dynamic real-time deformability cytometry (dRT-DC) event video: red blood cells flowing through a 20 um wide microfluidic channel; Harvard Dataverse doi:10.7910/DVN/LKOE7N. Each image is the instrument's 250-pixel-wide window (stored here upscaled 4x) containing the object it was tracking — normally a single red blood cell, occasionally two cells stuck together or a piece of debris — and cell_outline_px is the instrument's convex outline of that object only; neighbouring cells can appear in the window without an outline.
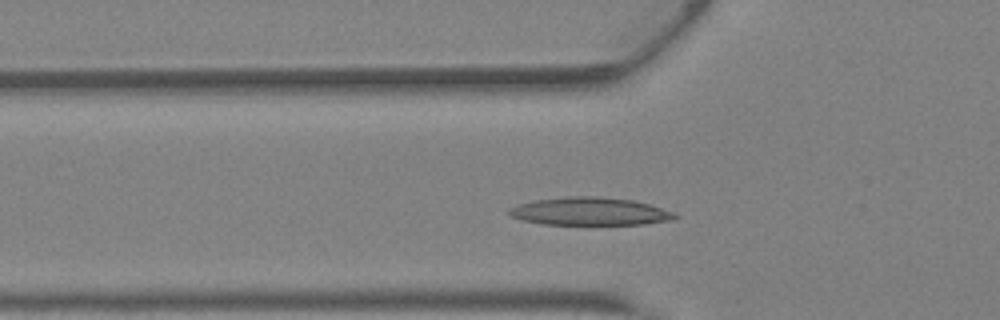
{"species": "Egyptian fruit bat (a non-hibernating species)", "species_latin": "Rousettus aegyptiacus", "temperature_condition": "warm", "stored_images_in_passage": 24, "camera_frame_rate_fps": 3000, "um_per_image_px": 0.085, "animal": {"sex": "female"}, "frame": {"image": 1, "passage_image": 2, "time_ms": 0.333, "image_size_px": [1000, 320], "cell_outline_px": [[680, 216], [676, 220], [644, 224], [544, 224], [524, 220], [512, 216], [508, 212], [508, 208], [532, 200], [568, 196], [596, 196], [632, 200], [648, 204], [672, 212]], "centroid_in_image_um": [50.16, 17.96], "position_along_channel_um": 75.6, "area_um2": 26.82}}
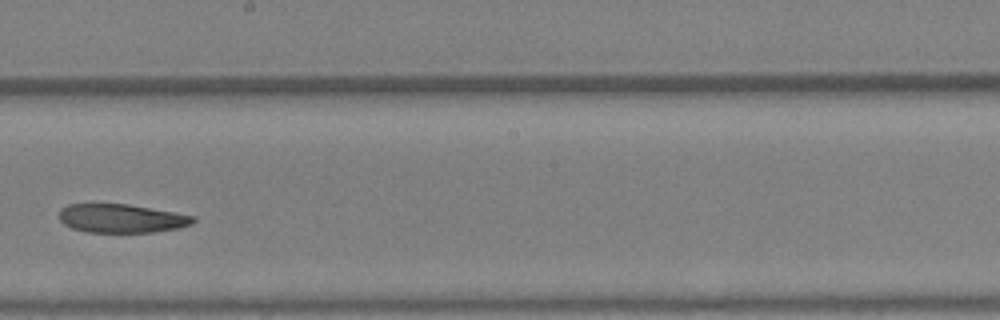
{"frame": {"image": 2, "passage_image": 12, "time_ms": 3.667, "image_size_px": [1000, 320], "cell_outline_px": [[196, 220], [192, 224], [176, 228], [152, 232], [88, 232], [72, 228], [64, 224], [60, 220], [60, 208], [68, 204], [128, 204], [196, 216]], "centroid_in_image_um": [10.32, 18.56], "position_along_channel_um": 237.9, "area_um2": 22.25}}
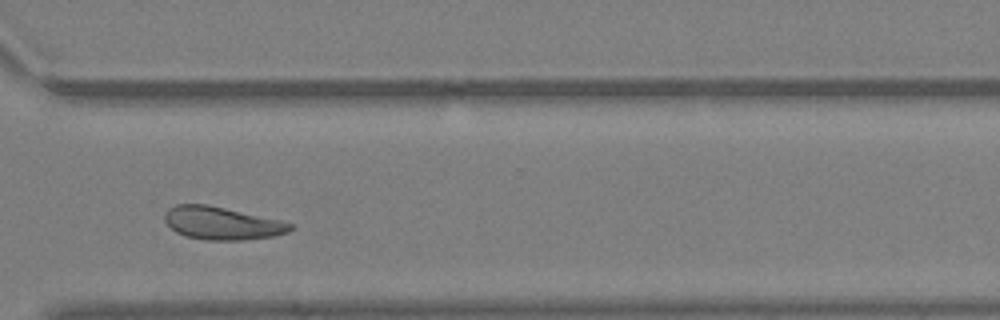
{"frame": {"image": 3, "passage_image": 19, "time_ms": 6.0, "image_size_px": [1000, 320], "cell_outline_px": [[296, 228], [288, 232], [276, 236], [240, 240], [208, 240], [188, 236], [176, 232], [164, 220], [164, 212], [168, 208], [176, 204], [208, 204], [280, 220], [296, 224]], "centroid_in_image_um": [18.91, 18.96], "position_along_channel_um": 351.7, "area_um2": 24.16}, "authors_computed_cell_mechanics": {"area_um2": 24.1604, "velocity_mm_per_s": 4.8724, "shape_relaxation_time_tau1_ms": 10.6981, "shape_relaxation_time_tau2_ms": null, "deformation_change_tau1": 0.2589, "deformation_change_tau2": null}}